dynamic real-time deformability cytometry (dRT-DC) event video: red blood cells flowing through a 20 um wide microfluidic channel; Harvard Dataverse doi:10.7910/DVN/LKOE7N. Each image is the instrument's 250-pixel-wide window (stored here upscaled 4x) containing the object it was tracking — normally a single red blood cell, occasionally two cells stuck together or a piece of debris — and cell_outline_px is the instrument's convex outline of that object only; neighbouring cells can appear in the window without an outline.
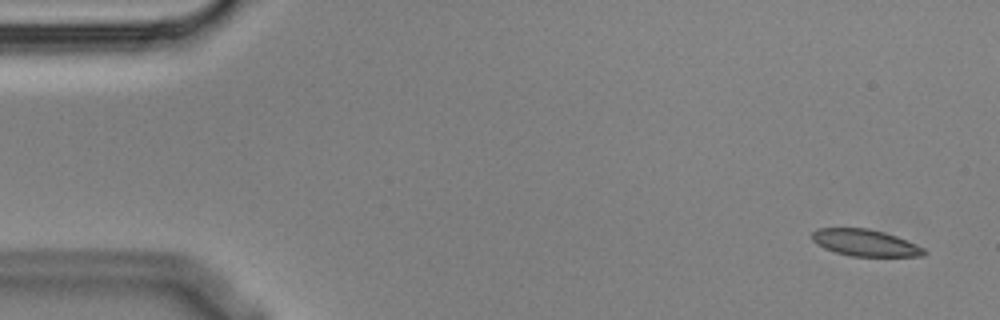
{"species": "Egyptian fruit bat (a non-hibernating species)", "species_latin": "Rousettus aegyptiacus", "temperature_condition": "cold", "stored_images_in_passage": 7, "camera_frame_rate_fps": 3000, "um_per_image_px": 0.085, "animal": {"sex": "male"}, "frame": {"image": 1, "passage_image": 1, "time_ms": 0.0, "image_size_px": [1000, 320], "cell_outline_px": [[928, 252], [924, 256], [852, 256], [836, 252], [824, 248], [816, 244], [812, 240], [812, 232], [816, 228], [868, 228], [884, 232], [896, 236], [916, 244], [924, 248]], "centroid_in_image_um": [73.53, 20.63], "position_along_channel_um": 11.5, "area_um2": 17.46}}
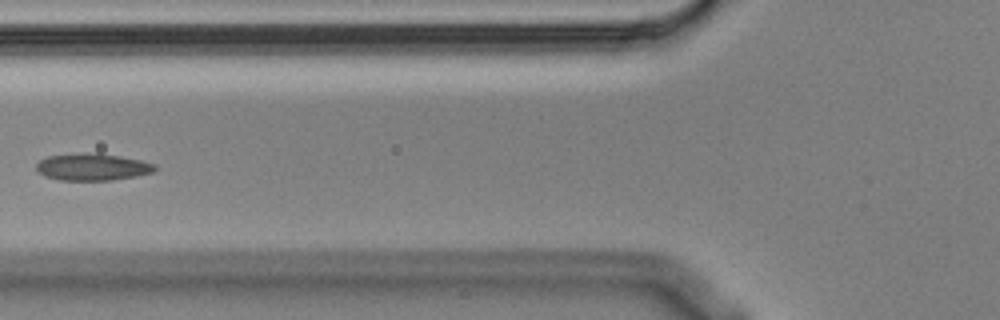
{"frame": {"image": 2, "passage_image": 6, "time_ms": 1.667, "image_size_px": [1000, 320], "cell_outline_px": [[156, 168], [152, 172], [136, 176], [112, 180], [60, 180], [44, 176], [36, 168], [36, 164], [40, 160], [48, 156], [96, 152], [120, 156], [140, 160], [156, 164]], "centroid_in_image_um": [7.87, 14.19], "position_along_channel_um": 117.9, "area_um2": 18.55}}
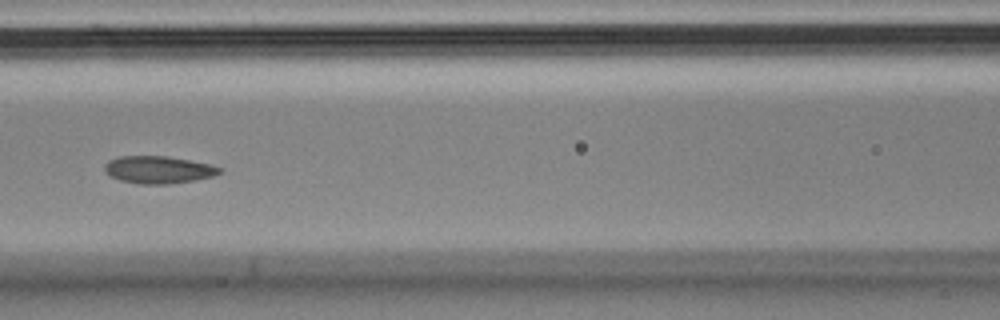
{"frame": {"image": 3, "passage_image": 7, "time_ms": 2.0, "image_size_px": [1000, 320], "cell_outline_px": [[220, 172], [212, 176], [192, 180], [168, 184], [140, 184], [120, 180], [104, 172], [104, 164], [108, 160], [120, 156], [168, 156], [212, 164], [220, 168]], "centroid_in_image_um": [13.42, 14.41], "position_along_channel_um": 153.2, "area_um2": 18.26}}